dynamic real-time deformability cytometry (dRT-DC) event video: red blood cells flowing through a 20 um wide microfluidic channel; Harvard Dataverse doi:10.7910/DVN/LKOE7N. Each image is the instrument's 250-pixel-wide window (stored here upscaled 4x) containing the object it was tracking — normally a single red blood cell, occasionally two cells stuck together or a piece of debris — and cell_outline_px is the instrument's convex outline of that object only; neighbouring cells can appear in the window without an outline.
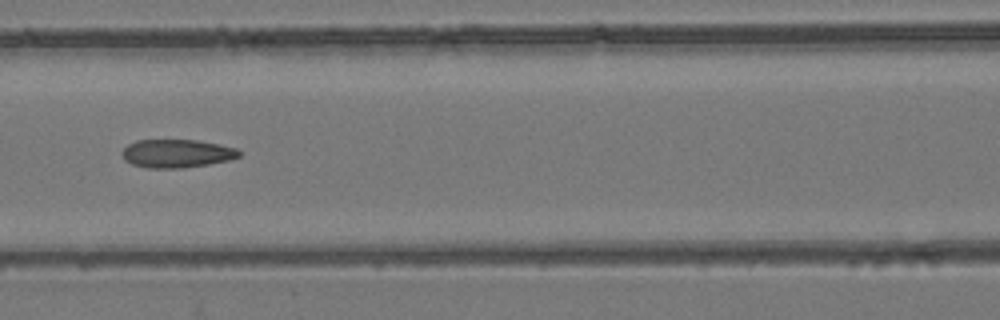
{"species": "common noctule bat (a hibernating species)", "species_latin": "Nyctalus noctula", "temperature_condition": "room temperature", "stored_images_in_passage": 9, "camera_frame_rate_fps": 3000, "um_per_image_px": 0.085, "animal": {"sex": "female", "body_mass_g": 24.6, "forearm_length_mm": 56.2}, "frame": {"image": 1, "passage_image": 8, "time_ms": 2.333, "image_size_px": [1000, 320], "cell_outline_px": [[240, 156], [228, 160], [208, 164], [184, 168], [148, 168], [132, 164], [124, 160], [120, 152], [128, 144], [136, 140], [196, 140], [220, 144], [236, 148], [240, 152]], "centroid_in_image_um": [14.99, 13.04], "position_along_channel_um": 151.6, "area_um2": 19.36}}
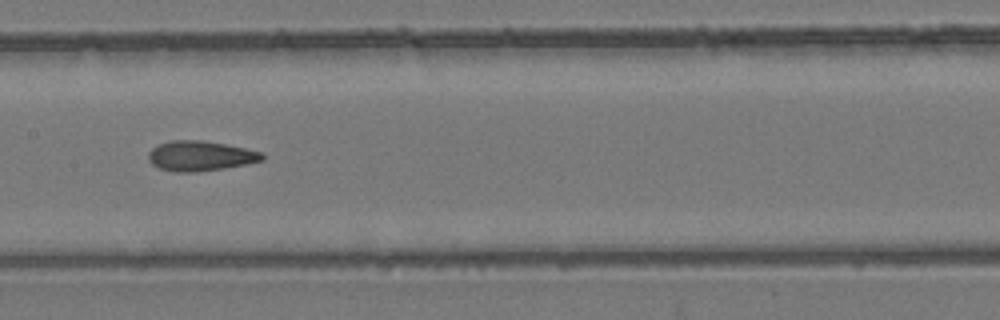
{"frame": {"image": 2, "passage_image": 9, "time_ms": 2.667, "image_size_px": [1000, 320], "cell_outline_px": [[264, 160], [244, 164], [220, 168], [192, 172], [176, 172], [160, 168], [152, 164], [148, 160], [148, 152], [152, 148], [160, 144], [172, 140], [200, 140], [224, 144], [244, 148], [260, 152], [264, 156]], "centroid_in_image_um": [16.98, 13.24], "position_along_channel_um": 190.4, "area_um2": 19.48}}